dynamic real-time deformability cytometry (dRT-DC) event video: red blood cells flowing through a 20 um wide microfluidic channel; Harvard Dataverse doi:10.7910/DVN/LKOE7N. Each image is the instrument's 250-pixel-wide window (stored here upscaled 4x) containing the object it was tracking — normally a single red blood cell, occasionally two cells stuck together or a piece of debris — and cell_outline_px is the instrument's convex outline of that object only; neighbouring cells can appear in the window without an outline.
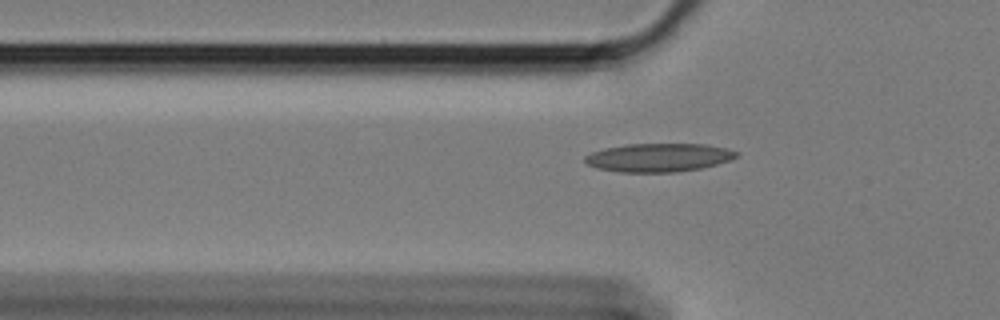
{"species": "Egyptian fruit bat (a non-hibernating species)", "species_latin": "Rousettus aegyptiacus", "temperature_condition": "cold", "stored_images_in_passage": 39, "camera_frame_rate_fps": 3000, "um_per_image_px": 0.085, "animal": {"sex": "female"}, "frame": {"image": 1, "passage_image": 2, "time_ms": 0.333, "image_size_px": [1000, 320], "cell_outline_px": [[740, 152], [732, 160], [700, 168], [676, 172], [620, 172], [596, 168], [588, 164], [584, 160], [584, 156], [592, 152], [604, 148], [628, 144], [704, 144], [728, 148]], "centroid_in_image_um": [55.99, 13.39], "position_along_channel_um": 69.8, "area_um2": 25.14}}
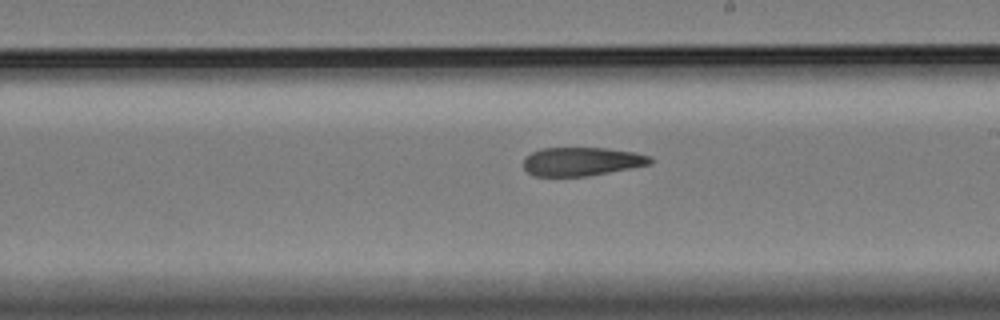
{"frame": {"image": 2, "passage_image": 17, "time_ms": 5.333, "image_size_px": [1000, 320], "cell_outline_px": [[652, 164], [632, 168], [588, 176], [532, 176], [524, 168], [524, 156], [540, 148], [608, 148], [636, 152], [652, 156]], "centroid_in_image_um": [49.46, 13.72], "position_along_channel_um": 239.5, "area_um2": 21.39}}
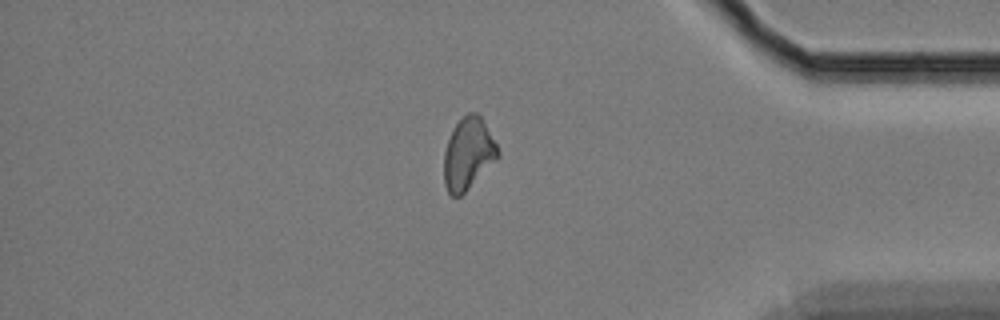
{"frame": {"image": 3, "passage_image": 33, "time_ms": 10.667, "image_size_px": [1000, 320], "cell_outline_px": [[500, 156], [460, 196], [452, 196], [448, 192], [444, 184], [444, 152], [448, 140], [456, 124], [468, 112], [476, 112], [480, 116], [496, 144], [500, 152]], "centroid_in_image_um": [39.79, 13.07], "position_along_channel_um": 395.4, "area_um2": 22.08}}